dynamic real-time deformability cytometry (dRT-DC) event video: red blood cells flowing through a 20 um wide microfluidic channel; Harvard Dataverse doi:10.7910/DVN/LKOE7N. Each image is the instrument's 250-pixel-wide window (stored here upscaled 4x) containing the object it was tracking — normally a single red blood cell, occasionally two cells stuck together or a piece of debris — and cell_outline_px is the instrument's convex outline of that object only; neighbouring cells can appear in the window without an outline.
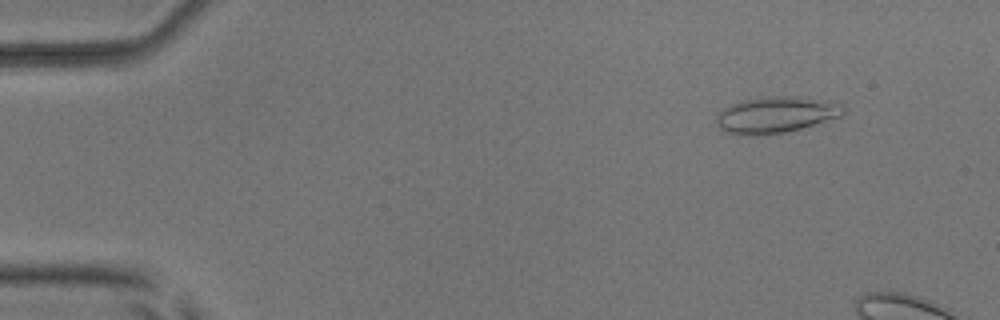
{"species": "common noctule bat (a hibernating species)", "species_latin": "Nyctalus noctula", "temperature_condition": "room temperature", "stored_images_in_passage": 4, "camera_frame_rate_fps": 3000, "um_per_image_px": 0.085, "animal": {"sex": "male", "body_mass_g": 17.9, "forearm_length_mm": 54.2}, "frame": {"image": 1, "passage_image": 2, "time_ms": 1.333, "image_size_px": [1000, 320], "cell_outline_px": [[844, 112], [840, 116], [800, 128], [768, 136], [736, 136], [720, 128], [716, 124], [716, 116], [724, 108], [740, 100], [760, 96], [800, 96], [828, 100], [844, 104]], "centroid_in_image_um": [65.92, 9.75], "position_along_channel_um": 19.1, "area_um2": 27.4}}